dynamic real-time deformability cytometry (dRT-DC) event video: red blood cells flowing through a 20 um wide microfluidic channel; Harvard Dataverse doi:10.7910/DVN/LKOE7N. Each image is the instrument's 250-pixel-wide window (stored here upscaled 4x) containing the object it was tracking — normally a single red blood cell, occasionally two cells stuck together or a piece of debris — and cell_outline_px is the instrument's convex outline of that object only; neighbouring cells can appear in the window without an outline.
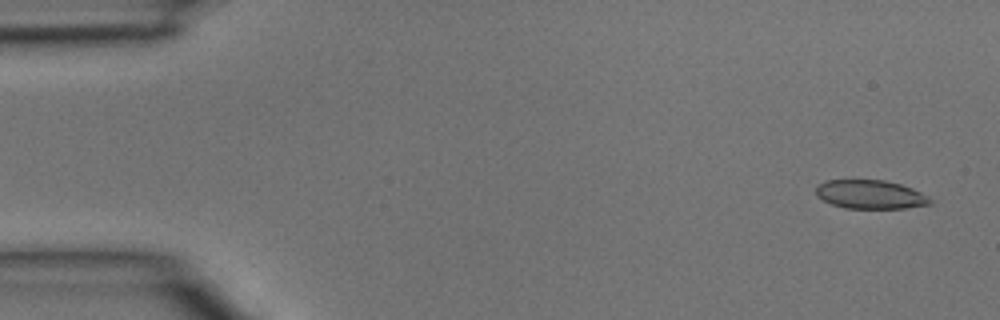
{"species": "common noctule bat (a hibernating species)", "species_latin": "Nyctalus noctula", "temperature_condition": "room temperature", "stored_images_in_passage": 5, "camera_frame_rate_fps": 3000, "um_per_image_px": 0.085, "animal": {"sex": "male", "body_mass_g": 15.6}, "frame": {"image": 1, "passage_image": 1, "time_ms": 0.0, "image_size_px": [1000, 320], "cell_outline_px": [[932, 204], [904, 208], [844, 208], [832, 204], [816, 196], [816, 184], [824, 180], [884, 180], [900, 184], [912, 188], [928, 196], [932, 200]], "centroid_in_image_um": [73.96, 16.52], "position_along_channel_um": 11.0, "area_um2": 19.19}}
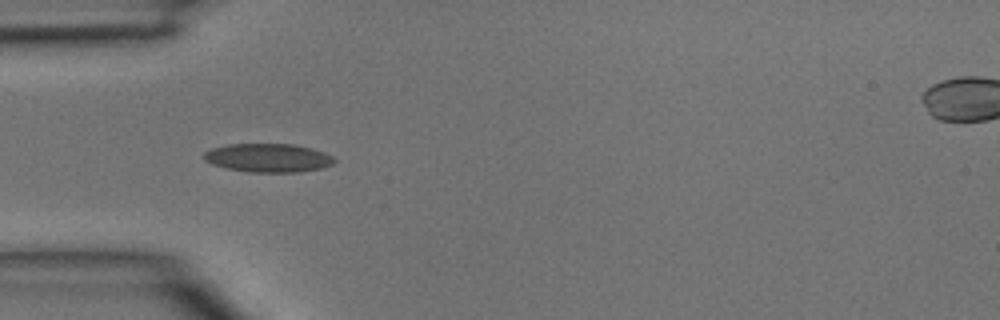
{"frame": {"image": 2, "passage_image": 4, "time_ms": 1.0, "image_size_px": [1000, 320], "cell_outline_px": [[336, 160], [332, 164], [320, 168], [300, 172], [248, 172], [228, 168], [212, 164], [204, 160], [204, 152], [212, 148], [228, 144], [296, 144], [312, 148], [324, 152], [332, 156]], "centroid_in_image_um": [22.8, 13.41], "position_along_channel_um": 62.2, "area_um2": 21.73}}